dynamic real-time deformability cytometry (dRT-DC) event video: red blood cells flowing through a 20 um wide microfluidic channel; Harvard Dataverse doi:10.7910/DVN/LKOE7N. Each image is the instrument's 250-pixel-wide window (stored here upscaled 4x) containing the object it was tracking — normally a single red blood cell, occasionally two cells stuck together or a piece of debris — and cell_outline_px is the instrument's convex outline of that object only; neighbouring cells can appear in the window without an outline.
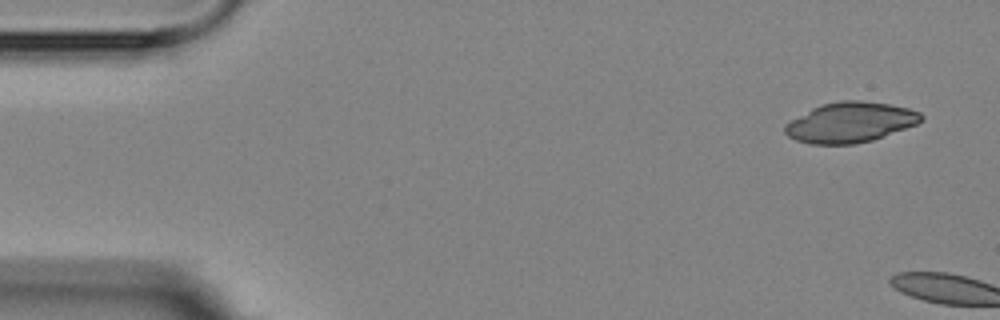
{"species": "Egyptian fruit bat (a non-hibernating species)", "species_latin": "Rousettus aegyptiacus", "temperature_condition": "room temperature", "stored_images_in_passage": 2, "camera_frame_rate_fps": 3000, "um_per_image_px": 0.085, "animal": {"sex": "female"}, "frame": {"image": 1, "passage_image": 1, "time_ms": 0.0, "image_size_px": [1000, 320], "cell_outline_px": [[924, 120], [916, 124], [884, 136], [872, 140], [856, 144], [808, 144], [796, 140], [788, 136], [784, 132], [784, 124], [812, 108], [820, 104], [840, 100], [860, 100], [888, 104], [908, 108], [920, 112], [924, 116]], "centroid_in_image_um": [72.26, 10.4], "position_along_channel_um": 12.7, "area_um2": 32.02}}